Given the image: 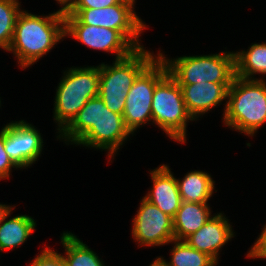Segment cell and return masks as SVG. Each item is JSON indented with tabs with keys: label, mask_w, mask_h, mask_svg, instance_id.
I'll return each mask as SVG.
<instances>
[{
	"label": "cell",
	"mask_w": 266,
	"mask_h": 266,
	"mask_svg": "<svg viewBox=\"0 0 266 266\" xmlns=\"http://www.w3.org/2000/svg\"><path fill=\"white\" fill-rule=\"evenodd\" d=\"M21 4V0H0V50L4 52L11 45Z\"/></svg>",
	"instance_id": "22"
},
{
	"label": "cell",
	"mask_w": 266,
	"mask_h": 266,
	"mask_svg": "<svg viewBox=\"0 0 266 266\" xmlns=\"http://www.w3.org/2000/svg\"><path fill=\"white\" fill-rule=\"evenodd\" d=\"M261 229V233L255 239L254 244L248 248L249 250L245 254L248 259H253V261L254 259L266 260V223Z\"/></svg>",
	"instance_id": "25"
},
{
	"label": "cell",
	"mask_w": 266,
	"mask_h": 266,
	"mask_svg": "<svg viewBox=\"0 0 266 266\" xmlns=\"http://www.w3.org/2000/svg\"><path fill=\"white\" fill-rule=\"evenodd\" d=\"M122 0H76L70 8H105L116 5Z\"/></svg>",
	"instance_id": "26"
},
{
	"label": "cell",
	"mask_w": 266,
	"mask_h": 266,
	"mask_svg": "<svg viewBox=\"0 0 266 266\" xmlns=\"http://www.w3.org/2000/svg\"><path fill=\"white\" fill-rule=\"evenodd\" d=\"M131 137L133 135L125 126L123 115L112 112L96 96L88 100L72 122L58 135V140L66 146L75 145L104 151L108 164H111L124 144L132 140Z\"/></svg>",
	"instance_id": "1"
},
{
	"label": "cell",
	"mask_w": 266,
	"mask_h": 266,
	"mask_svg": "<svg viewBox=\"0 0 266 266\" xmlns=\"http://www.w3.org/2000/svg\"><path fill=\"white\" fill-rule=\"evenodd\" d=\"M40 252V253H39ZM32 259L28 266H66L65 260L61 253L50 246L44 245Z\"/></svg>",
	"instance_id": "23"
},
{
	"label": "cell",
	"mask_w": 266,
	"mask_h": 266,
	"mask_svg": "<svg viewBox=\"0 0 266 266\" xmlns=\"http://www.w3.org/2000/svg\"><path fill=\"white\" fill-rule=\"evenodd\" d=\"M15 209L16 206L8 212L0 223V253L17 250L36 231V219L26 214L11 216Z\"/></svg>",
	"instance_id": "16"
},
{
	"label": "cell",
	"mask_w": 266,
	"mask_h": 266,
	"mask_svg": "<svg viewBox=\"0 0 266 266\" xmlns=\"http://www.w3.org/2000/svg\"><path fill=\"white\" fill-rule=\"evenodd\" d=\"M178 190L183 202L209 203L216 190L212 175L203 170H191L183 178H176Z\"/></svg>",
	"instance_id": "18"
},
{
	"label": "cell",
	"mask_w": 266,
	"mask_h": 266,
	"mask_svg": "<svg viewBox=\"0 0 266 266\" xmlns=\"http://www.w3.org/2000/svg\"><path fill=\"white\" fill-rule=\"evenodd\" d=\"M37 128L33 123L22 119L4 124V150L22 171L33 167L44 152L46 142Z\"/></svg>",
	"instance_id": "11"
},
{
	"label": "cell",
	"mask_w": 266,
	"mask_h": 266,
	"mask_svg": "<svg viewBox=\"0 0 266 266\" xmlns=\"http://www.w3.org/2000/svg\"><path fill=\"white\" fill-rule=\"evenodd\" d=\"M234 54L235 76L247 80H265L266 42L251 43L248 49H239Z\"/></svg>",
	"instance_id": "19"
},
{
	"label": "cell",
	"mask_w": 266,
	"mask_h": 266,
	"mask_svg": "<svg viewBox=\"0 0 266 266\" xmlns=\"http://www.w3.org/2000/svg\"><path fill=\"white\" fill-rule=\"evenodd\" d=\"M64 12L57 9L36 15L22 9L16 20L14 35L7 53H12L17 66L25 70L39 62L56 45L63 42Z\"/></svg>",
	"instance_id": "2"
},
{
	"label": "cell",
	"mask_w": 266,
	"mask_h": 266,
	"mask_svg": "<svg viewBox=\"0 0 266 266\" xmlns=\"http://www.w3.org/2000/svg\"><path fill=\"white\" fill-rule=\"evenodd\" d=\"M64 37L74 39L88 49L109 53L113 60L129 56L136 49L117 31L87 24H64Z\"/></svg>",
	"instance_id": "12"
},
{
	"label": "cell",
	"mask_w": 266,
	"mask_h": 266,
	"mask_svg": "<svg viewBox=\"0 0 266 266\" xmlns=\"http://www.w3.org/2000/svg\"><path fill=\"white\" fill-rule=\"evenodd\" d=\"M151 262L152 263H150L148 266H167L159 256H156V258Z\"/></svg>",
	"instance_id": "29"
},
{
	"label": "cell",
	"mask_w": 266,
	"mask_h": 266,
	"mask_svg": "<svg viewBox=\"0 0 266 266\" xmlns=\"http://www.w3.org/2000/svg\"><path fill=\"white\" fill-rule=\"evenodd\" d=\"M15 206L17 205H9L7 203L0 202V223L2 222V220L4 219V217L8 214V212L10 210H12Z\"/></svg>",
	"instance_id": "27"
},
{
	"label": "cell",
	"mask_w": 266,
	"mask_h": 266,
	"mask_svg": "<svg viewBox=\"0 0 266 266\" xmlns=\"http://www.w3.org/2000/svg\"><path fill=\"white\" fill-rule=\"evenodd\" d=\"M230 221L224 211L216 212L185 241L192 248L211 256L219 264L222 248L236 236Z\"/></svg>",
	"instance_id": "14"
},
{
	"label": "cell",
	"mask_w": 266,
	"mask_h": 266,
	"mask_svg": "<svg viewBox=\"0 0 266 266\" xmlns=\"http://www.w3.org/2000/svg\"><path fill=\"white\" fill-rule=\"evenodd\" d=\"M54 96L52 120L58 135L72 122L89 99L98 96L100 64L67 67L62 70Z\"/></svg>",
	"instance_id": "4"
},
{
	"label": "cell",
	"mask_w": 266,
	"mask_h": 266,
	"mask_svg": "<svg viewBox=\"0 0 266 266\" xmlns=\"http://www.w3.org/2000/svg\"><path fill=\"white\" fill-rule=\"evenodd\" d=\"M152 123L177 144H186L190 121L196 122L188 113L182 89L168 73L156 86L152 97Z\"/></svg>",
	"instance_id": "8"
},
{
	"label": "cell",
	"mask_w": 266,
	"mask_h": 266,
	"mask_svg": "<svg viewBox=\"0 0 266 266\" xmlns=\"http://www.w3.org/2000/svg\"><path fill=\"white\" fill-rule=\"evenodd\" d=\"M169 259L159 256L167 266H220L211 256L192 248L185 240L173 239Z\"/></svg>",
	"instance_id": "21"
},
{
	"label": "cell",
	"mask_w": 266,
	"mask_h": 266,
	"mask_svg": "<svg viewBox=\"0 0 266 266\" xmlns=\"http://www.w3.org/2000/svg\"><path fill=\"white\" fill-rule=\"evenodd\" d=\"M169 164L162 163L149 170L152 186L143 196L146 200L160 208L165 214L174 218L181 205L176 176Z\"/></svg>",
	"instance_id": "15"
},
{
	"label": "cell",
	"mask_w": 266,
	"mask_h": 266,
	"mask_svg": "<svg viewBox=\"0 0 266 266\" xmlns=\"http://www.w3.org/2000/svg\"><path fill=\"white\" fill-rule=\"evenodd\" d=\"M159 55L145 47L138 48L129 56L100 63L99 94L112 111L123 114L126 97L137 76ZM106 63V64H105Z\"/></svg>",
	"instance_id": "5"
},
{
	"label": "cell",
	"mask_w": 266,
	"mask_h": 266,
	"mask_svg": "<svg viewBox=\"0 0 266 266\" xmlns=\"http://www.w3.org/2000/svg\"><path fill=\"white\" fill-rule=\"evenodd\" d=\"M137 0H122L105 8H69L64 24H87L117 30L135 49L144 47L141 36L149 27L136 12Z\"/></svg>",
	"instance_id": "6"
},
{
	"label": "cell",
	"mask_w": 266,
	"mask_h": 266,
	"mask_svg": "<svg viewBox=\"0 0 266 266\" xmlns=\"http://www.w3.org/2000/svg\"><path fill=\"white\" fill-rule=\"evenodd\" d=\"M142 198V199H141ZM131 220V236L139 247H162L174 239L173 218L144 197Z\"/></svg>",
	"instance_id": "10"
},
{
	"label": "cell",
	"mask_w": 266,
	"mask_h": 266,
	"mask_svg": "<svg viewBox=\"0 0 266 266\" xmlns=\"http://www.w3.org/2000/svg\"><path fill=\"white\" fill-rule=\"evenodd\" d=\"M209 203L181 202L175 217L173 229L175 240H185L200 229L214 214Z\"/></svg>",
	"instance_id": "17"
},
{
	"label": "cell",
	"mask_w": 266,
	"mask_h": 266,
	"mask_svg": "<svg viewBox=\"0 0 266 266\" xmlns=\"http://www.w3.org/2000/svg\"><path fill=\"white\" fill-rule=\"evenodd\" d=\"M165 61L169 74L178 84H196L203 82L232 83L235 77L234 51L201 54L180 55L176 58L167 57L161 49L158 51Z\"/></svg>",
	"instance_id": "7"
},
{
	"label": "cell",
	"mask_w": 266,
	"mask_h": 266,
	"mask_svg": "<svg viewBox=\"0 0 266 266\" xmlns=\"http://www.w3.org/2000/svg\"><path fill=\"white\" fill-rule=\"evenodd\" d=\"M188 113L195 121L212 112L213 108L223 106L224 116L227 107L228 89L231 83L203 82L196 84H179ZM202 117V118H201ZM200 118V119H199Z\"/></svg>",
	"instance_id": "13"
},
{
	"label": "cell",
	"mask_w": 266,
	"mask_h": 266,
	"mask_svg": "<svg viewBox=\"0 0 266 266\" xmlns=\"http://www.w3.org/2000/svg\"><path fill=\"white\" fill-rule=\"evenodd\" d=\"M1 107H2V101H1V97H0V109H1Z\"/></svg>",
	"instance_id": "30"
},
{
	"label": "cell",
	"mask_w": 266,
	"mask_h": 266,
	"mask_svg": "<svg viewBox=\"0 0 266 266\" xmlns=\"http://www.w3.org/2000/svg\"><path fill=\"white\" fill-rule=\"evenodd\" d=\"M222 126L244 136L255 137L266 123V78L247 80L234 77L228 89Z\"/></svg>",
	"instance_id": "3"
},
{
	"label": "cell",
	"mask_w": 266,
	"mask_h": 266,
	"mask_svg": "<svg viewBox=\"0 0 266 266\" xmlns=\"http://www.w3.org/2000/svg\"><path fill=\"white\" fill-rule=\"evenodd\" d=\"M165 61L158 55L136 78L126 97L123 119L136 136L138 129L152 124V97L155 86L168 74Z\"/></svg>",
	"instance_id": "9"
},
{
	"label": "cell",
	"mask_w": 266,
	"mask_h": 266,
	"mask_svg": "<svg viewBox=\"0 0 266 266\" xmlns=\"http://www.w3.org/2000/svg\"><path fill=\"white\" fill-rule=\"evenodd\" d=\"M75 233L64 231L60 236V244L64 253H61L66 266H109L104 259L89 248Z\"/></svg>",
	"instance_id": "20"
},
{
	"label": "cell",
	"mask_w": 266,
	"mask_h": 266,
	"mask_svg": "<svg viewBox=\"0 0 266 266\" xmlns=\"http://www.w3.org/2000/svg\"><path fill=\"white\" fill-rule=\"evenodd\" d=\"M54 1H56V4H58L60 11L66 12L76 0H54Z\"/></svg>",
	"instance_id": "28"
},
{
	"label": "cell",
	"mask_w": 266,
	"mask_h": 266,
	"mask_svg": "<svg viewBox=\"0 0 266 266\" xmlns=\"http://www.w3.org/2000/svg\"><path fill=\"white\" fill-rule=\"evenodd\" d=\"M12 170H20L9 158L4 150V126L0 129V181L8 180L12 176Z\"/></svg>",
	"instance_id": "24"
}]
</instances>
